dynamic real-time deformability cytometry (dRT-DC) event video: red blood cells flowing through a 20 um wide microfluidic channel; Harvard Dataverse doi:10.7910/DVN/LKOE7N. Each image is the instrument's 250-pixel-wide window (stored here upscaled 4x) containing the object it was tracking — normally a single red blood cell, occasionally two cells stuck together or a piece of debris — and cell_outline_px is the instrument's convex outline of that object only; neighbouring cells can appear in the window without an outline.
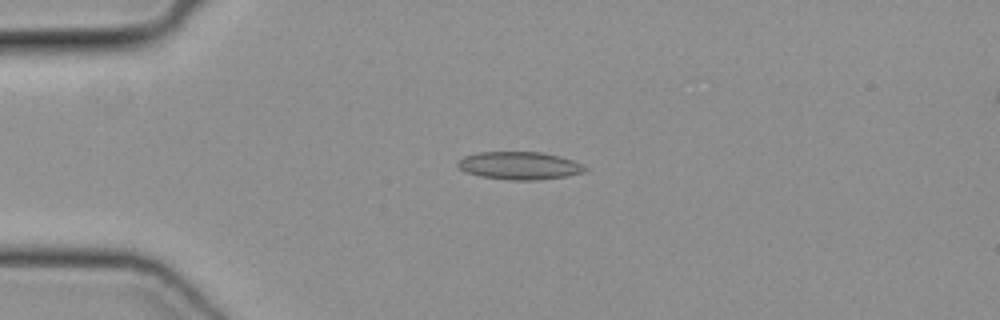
{"species": "common noctule bat (a hibernating species)", "species_latin": "Nyctalus noctula", "temperature_condition": "cold", "stored_images_in_passage": 38, "camera_frame_rate_fps": 3000, "um_per_image_px": 0.085, "animal": {"sex": "female", "body_mass_g": 19.3, "forearm_length_mm": 54.1}, "frame": {"image": 1, "passage_image": 8, "time_ms": 2.333, "image_size_px": [1000, 320], "cell_outline_px": [[588, 168], [584, 172], [564, 176], [536, 180], [508, 180], [480, 176], [468, 172], [460, 168], [456, 164], [464, 156], [476, 152], [544, 152], [560, 156], [572, 160]], "centroid_in_image_um": [44.15, 14.07], "position_along_channel_um": 40.9, "area_um2": 20.46}}
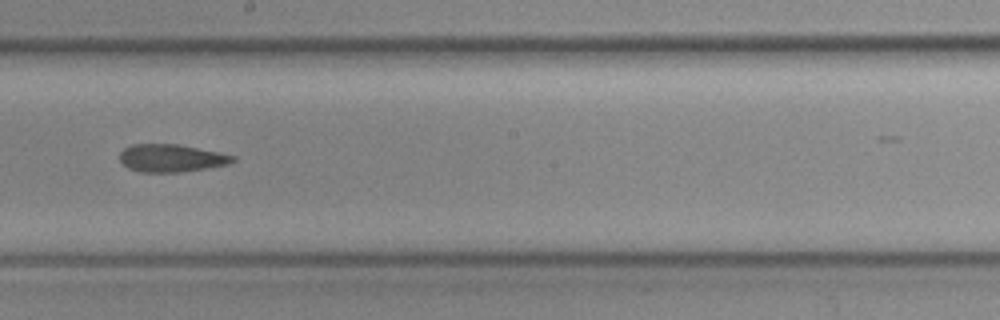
{"frame": {"image": 2, "passage_image": 24, "time_ms": 7.667, "image_size_px": [1000, 320], "cell_outline_px": [[236, 160], [228, 164], [180, 172], [140, 172], [128, 168], [120, 160], [120, 152], [124, 148], [132, 144], [180, 144], [236, 156]], "centroid_in_image_um": [14.54, 13.43], "position_along_channel_um": 233.7, "area_um2": 18.15}}
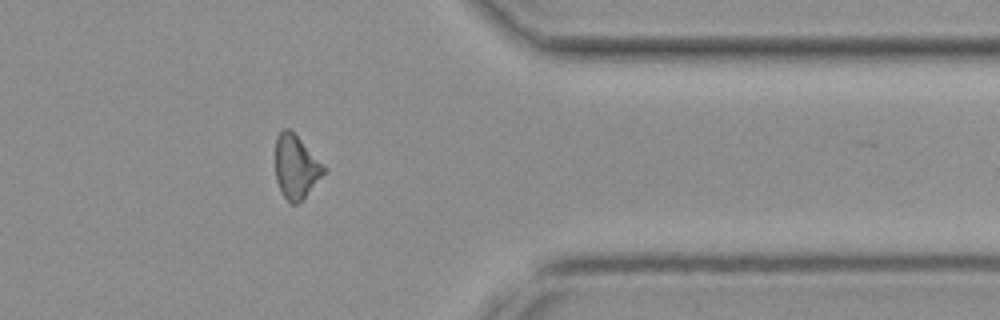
{"frame": {"image": 3, "passage_image": 36, "time_ms": 11.667, "image_size_px": [1000, 320], "cell_outline_px": [[328, 168], [304, 196], [296, 204], [292, 204], [284, 196], [276, 180], [276, 136], [284, 128], [288, 128]], "centroid_in_image_um": [25.15, 14.16], "position_along_channel_um": 386.3, "area_um2": 17.34}}